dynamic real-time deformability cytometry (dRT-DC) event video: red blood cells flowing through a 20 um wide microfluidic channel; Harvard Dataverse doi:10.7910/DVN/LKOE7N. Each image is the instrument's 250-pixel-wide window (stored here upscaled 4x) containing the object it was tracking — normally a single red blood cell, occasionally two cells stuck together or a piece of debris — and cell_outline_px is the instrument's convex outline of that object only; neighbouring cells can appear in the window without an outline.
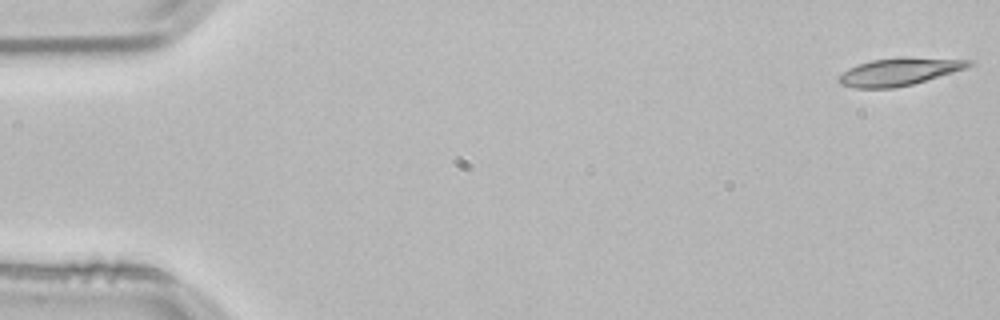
{"species": "common noctule bat (a hibernating species)", "species_latin": "Nyctalus noctula", "temperature_condition": "room temperature", "stored_images_in_passage": 53, "camera_frame_rate_fps": 3000, "um_per_image_px": 0.085, "animal": {"sex": "male", "body_mass_g": 21.5, "forearm_length_mm": 52.0}, "frame": {"image": 1, "passage_image": 1, "time_ms": 0.0, "image_size_px": [1000, 320], "cell_outline_px": [[972, 64], [964, 68], [952, 72], [912, 84], [892, 88], [856, 88], [840, 84], [836, 80], [836, 76], [848, 68], [856, 64], [872, 60], [904, 56], [972, 60]], "centroid_in_image_um": [76.34, 6.08], "position_along_channel_um": 8.7, "area_um2": 20.92}}
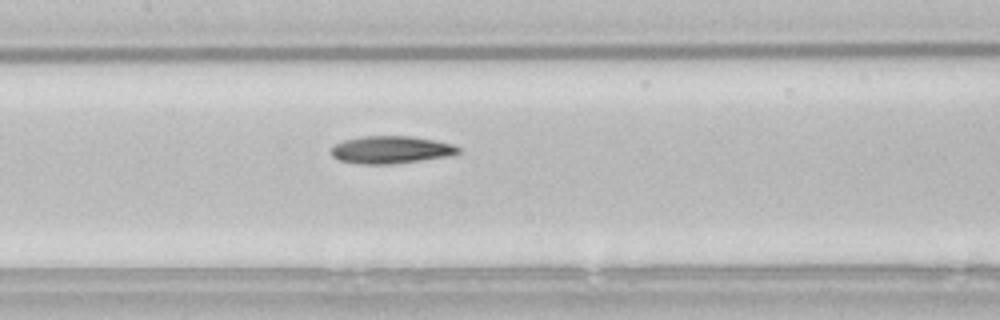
{"frame": {"image": 2, "passage_image": 25, "time_ms": 8.0, "image_size_px": [1000, 320], "cell_outline_px": [[460, 152], [452, 156], [392, 164], [360, 164], [336, 160], [332, 156], [332, 148], [336, 144], [344, 140], [364, 136], [412, 136], [436, 140], [452, 144], [460, 148]], "centroid_in_image_um": [33.26, 12.73], "position_along_channel_um": 174.1, "area_um2": 20.52}}
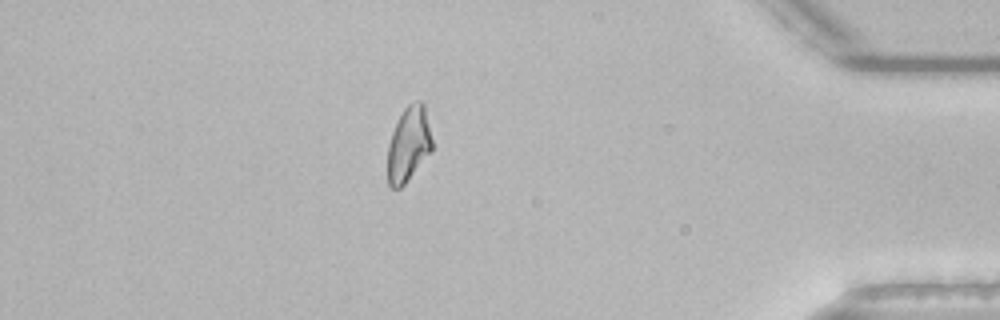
{"frame": {"image": 3, "passage_image": 46, "time_ms": 15.0, "image_size_px": [1000, 320], "cell_outline_px": [[432, 152], [404, 184], [400, 188], [392, 188], [388, 184], [388, 144], [396, 120], [404, 108], [408, 104], [416, 100], [420, 100], [424, 104], [432, 140]], "centroid_in_image_um": [34.73, 12.24], "position_along_channel_um": 400.5, "area_um2": 19.54}}